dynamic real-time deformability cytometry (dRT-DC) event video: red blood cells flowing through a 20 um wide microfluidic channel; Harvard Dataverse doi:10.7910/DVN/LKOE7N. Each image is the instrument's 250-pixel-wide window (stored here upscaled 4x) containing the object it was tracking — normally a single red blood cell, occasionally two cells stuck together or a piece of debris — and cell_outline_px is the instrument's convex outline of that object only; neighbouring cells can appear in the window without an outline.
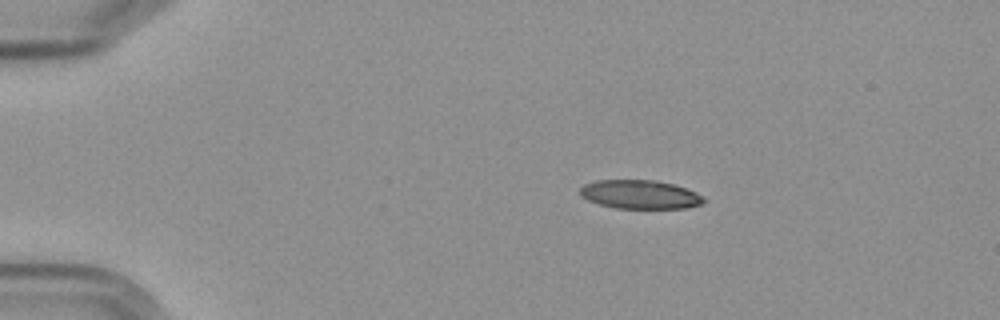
{"species": "Egyptian fruit bat (a non-hibernating species)", "species_latin": "Rousettus aegyptiacus", "temperature_condition": "cold", "stored_images_in_passage": 5, "camera_frame_rate_fps": 3000, "um_per_image_px": 0.085, "frame": {"image": 1, "passage_image": 3, "time_ms": 2.333, "image_size_px": [1000, 320], "cell_outline_px": [[704, 204], [684, 208], [616, 208], [600, 204], [588, 200], [580, 196], [580, 188], [584, 184], [596, 180], [656, 180], [672, 184], [696, 192], [704, 196]], "centroid_in_image_um": [54.4, 16.53], "position_along_channel_um": 30.6, "area_um2": 20.69}}